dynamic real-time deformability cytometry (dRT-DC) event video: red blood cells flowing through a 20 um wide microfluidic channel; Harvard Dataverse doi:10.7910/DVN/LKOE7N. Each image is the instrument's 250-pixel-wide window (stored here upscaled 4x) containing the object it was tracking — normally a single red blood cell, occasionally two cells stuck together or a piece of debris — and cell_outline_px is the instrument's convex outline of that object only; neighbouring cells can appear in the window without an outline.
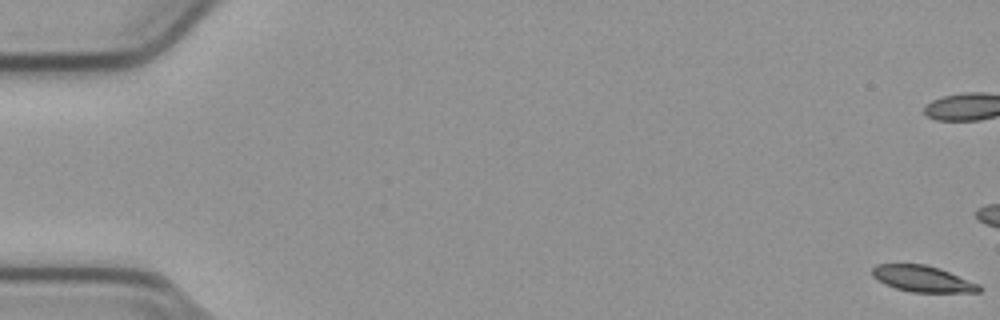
{"species": "common noctule bat (a hibernating species)", "species_latin": "Nyctalus noctula", "temperature_condition": "cold", "stored_images_in_passage": 57, "camera_frame_rate_fps": 3000, "um_per_image_px": 0.085, "animal": {"sex": "male", "body_mass_g": 23.1, "forearm_length_mm": 52.7}, "frame": {"image": 1, "passage_image": 1, "time_ms": 0.0, "image_size_px": [1000, 320], "cell_outline_px": [[984, 288], [980, 292], [912, 292], [896, 288], [884, 284], [872, 276], [872, 268], [876, 264], [924, 264], [940, 268], [980, 284]], "centroid_in_image_um": [78.45, 23.7], "position_along_channel_um": 6.6, "area_um2": 16.42}, "authors_computed_cell_mechanics": {"area_um2": 17.4556, "velocity_mm_per_s": 3.7683, "shape_relaxation_time_tau1_ms": 5.1709, "shape_relaxation_time_tau2_ms": null, "deformation_change_tau1": 0.1286, "deformation_change_tau2": null}}